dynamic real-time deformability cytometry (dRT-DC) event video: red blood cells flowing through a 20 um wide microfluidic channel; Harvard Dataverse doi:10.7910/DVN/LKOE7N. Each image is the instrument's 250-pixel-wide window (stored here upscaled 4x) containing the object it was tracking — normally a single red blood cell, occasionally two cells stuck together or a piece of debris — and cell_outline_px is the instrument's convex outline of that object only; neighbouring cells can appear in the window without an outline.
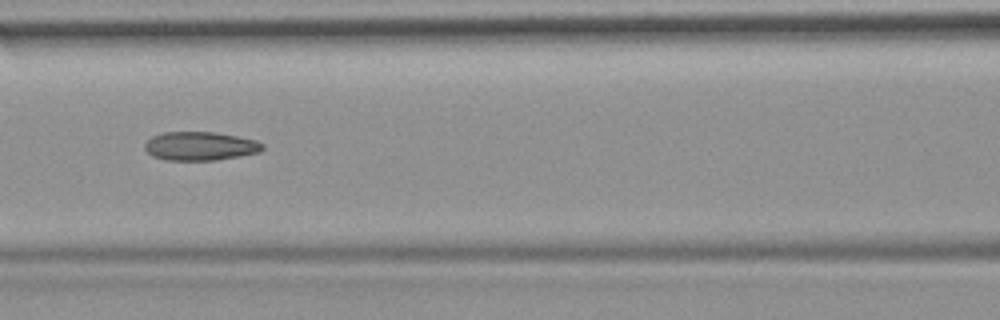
{"species": "common noctule bat (a hibernating species)", "species_latin": "Nyctalus noctula", "temperature_condition": "room temperature", "stored_images_in_passage": 9, "camera_frame_rate_fps": 3000, "um_per_image_px": 0.085, "animal": {"sex": "female", "body_mass_g": 19.9}, "frame": {"image": 1, "passage_image": 6, "time_ms": 5.667, "image_size_px": [1000, 320], "cell_outline_px": [[264, 148], [260, 152], [240, 156], [216, 160], [168, 160], [152, 156], [144, 148], [144, 144], [152, 136], [160, 132], [216, 132], [256, 140], [264, 144]], "centroid_in_image_um": [17.01, 12.41], "position_along_channel_um": 149.6, "area_um2": 19.77}}
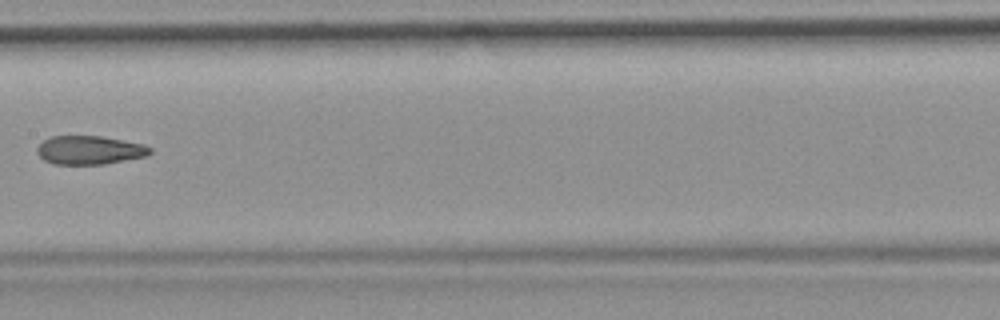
{"frame": {"image": 2, "passage_image": 7, "time_ms": 7.0, "image_size_px": [1000, 320], "cell_outline_px": [[152, 152], [148, 156], [104, 164], [52, 164], [44, 160], [36, 152], [36, 148], [48, 136], [100, 136], [144, 144], [152, 148]], "centroid_in_image_um": [7.61, 12.76], "position_along_channel_um": 199.8, "area_um2": 18.96}}